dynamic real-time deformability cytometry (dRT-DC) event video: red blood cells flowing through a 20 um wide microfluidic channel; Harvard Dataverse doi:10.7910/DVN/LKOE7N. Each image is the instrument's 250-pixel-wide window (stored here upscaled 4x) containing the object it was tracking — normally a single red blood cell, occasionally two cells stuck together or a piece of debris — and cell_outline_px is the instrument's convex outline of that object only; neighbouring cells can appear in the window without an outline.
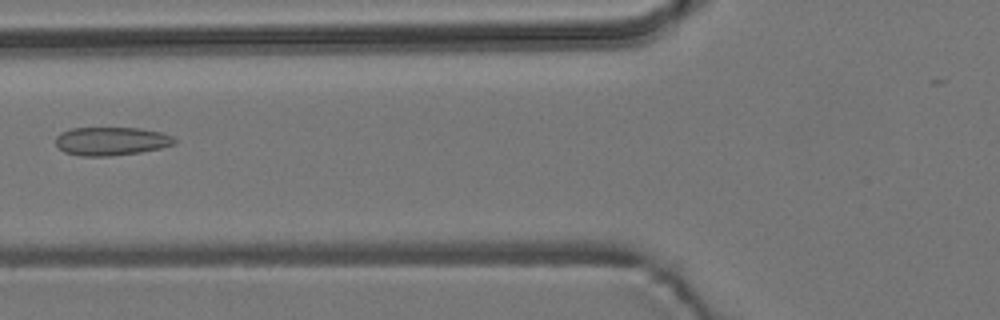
{"species": "common noctule bat (a hibernating species)", "species_latin": "Nyctalus noctula", "temperature_condition": "room temperature", "stored_images_in_passage": 6, "camera_frame_rate_fps": 3000, "um_per_image_px": 0.085, "animal": {"sex": "male", "body_mass_g": 19.2, "forearm_length_mm": 51.8}, "frame": {"image": 1, "passage_image": 5, "time_ms": 5.333, "image_size_px": [1000, 320], "cell_outline_px": [[176, 144], [160, 148], [140, 152], [108, 156], [80, 156], [64, 152], [56, 144], [56, 136], [60, 132], [72, 128], [140, 128], [160, 132], [172, 136], [176, 140]], "centroid_in_image_um": [9.45, 12.0], "position_along_channel_um": 116.4, "area_um2": 19.65}}
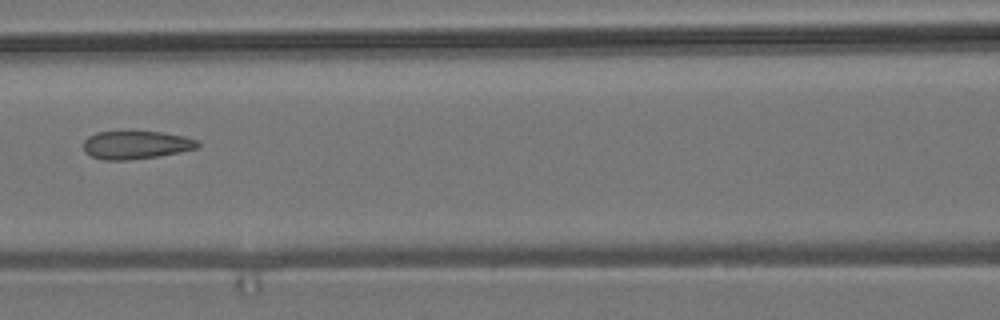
{"frame": {"image": 2, "passage_image": 6, "time_ms": 6.333, "image_size_px": [1000, 320], "cell_outline_px": [[200, 144], [196, 148], [156, 156], [128, 160], [104, 160], [92, 156], [84, 152], [84, 140], [88, 136], [96, 132], [160, 132], [184, 136], [200, 140]], "centroid_in_image_um": [11.54, 12.31], "position_along_channel_um": 155.1, "area_um2": 18.5}}